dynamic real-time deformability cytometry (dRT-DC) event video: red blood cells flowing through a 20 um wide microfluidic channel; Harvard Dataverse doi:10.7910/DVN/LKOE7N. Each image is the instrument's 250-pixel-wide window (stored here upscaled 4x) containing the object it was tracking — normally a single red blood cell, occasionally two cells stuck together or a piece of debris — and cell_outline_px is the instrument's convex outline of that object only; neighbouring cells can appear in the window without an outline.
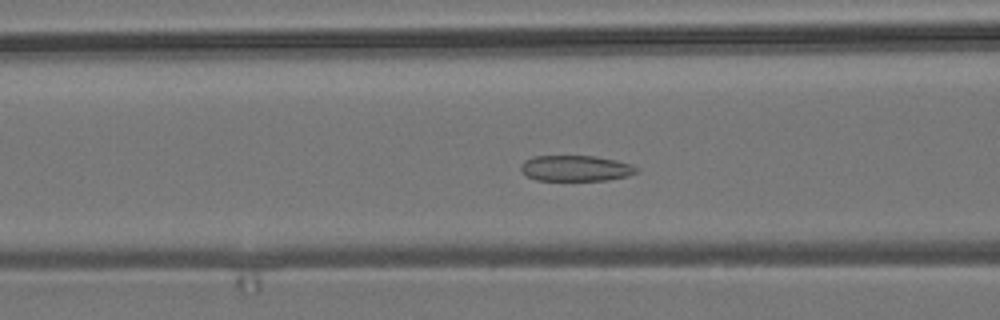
{"species": "common noctule bat (a hibernating species)", "species_latin": "Nyctalus noctula", "temperature_condition": "room temperature", "stored_images_in_passage": 56, "camera_frame_rate_fps": 3000, "um_per_image_px": 0.085, "animal": {"sex": "male", "body_mass_g": 19.2, "forearm_length_mm": 51.8}, "frame": {"image": 1, "passage_image": 22, "time_ms": 7.0, "image_size_px": [1000, 320], "cell_outline_px": [[640, 168], [636, 172], [628, 176], [608, 180], [536, 180], [520, 172], [520, 168], [524, 160], [532, 156], [596, 156], [616, 160], [632, 164]], "centroid_in_image_um": [48.94, 14.3], "position_along_channel_um": 117.7, "area_um2": 17.51}}
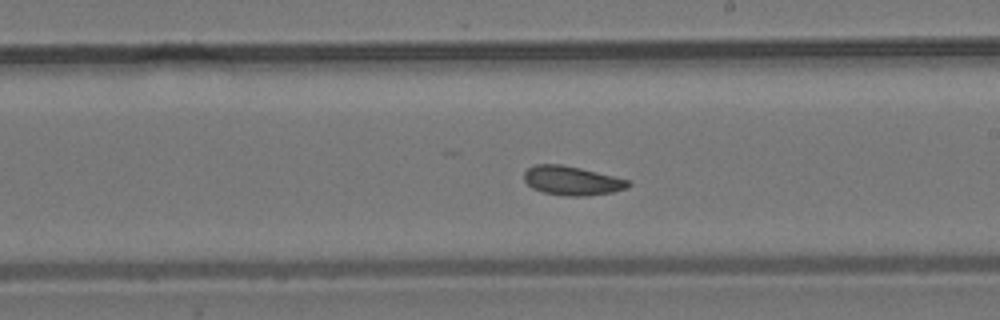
{"frame": {"image": 2, "passage_image": 32, "time_ms": 10.333, "image_size_px": [1000, 320], "cell_outline_px": [[632, 184], [628, 188], [612, 192], [588, 196], [568, 196], [544, 192], [532, 188], [524, 180], [524, 172], [528, 168], [536, 164], [560, 164], [580, 168], [632, 180]], "centroid_in_image_um": [48.66, 15.36], "position_along_channel_um": 240.3, "area_um2": 17.74}}
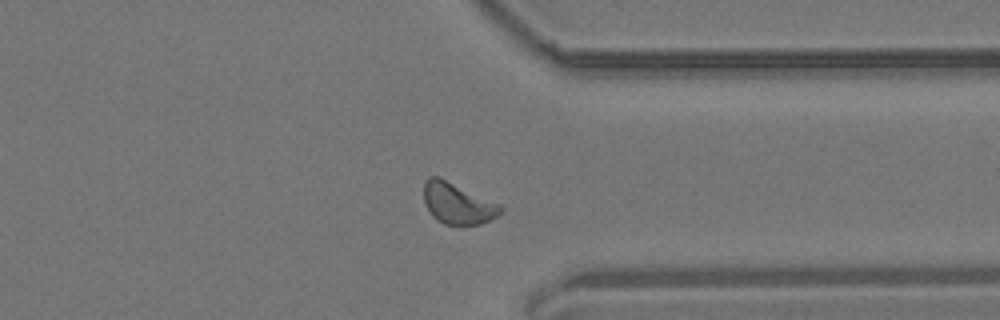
{"frame": {"image": 3, "passage_image": 43, "time_ms": 14.0, "image_size_px": [1000, 320], "cell_outline_px": [[504, 208], [496, 216], [480, 224], [464, 228], [444, 224], [436, 220], [432, 216], [424, 204], [424, 180], [428, 176], [440, 176], [500, 204]], "centroid_in_image_um": [38.87, 17.31], "position_along_channel_um": 372.5, "area_um2": 19.02}, "authors_computed_cell_mechanics": {"area_um2": 18.207, "velocity_mm_per_s": 3.6819, "shape_relaxation_time_tau1_ms": null, "shape_relaxation_time_tau2_ms": 4.507, "deformation_change_tau1": null, "deformation_change_tau2": 0.0914}}